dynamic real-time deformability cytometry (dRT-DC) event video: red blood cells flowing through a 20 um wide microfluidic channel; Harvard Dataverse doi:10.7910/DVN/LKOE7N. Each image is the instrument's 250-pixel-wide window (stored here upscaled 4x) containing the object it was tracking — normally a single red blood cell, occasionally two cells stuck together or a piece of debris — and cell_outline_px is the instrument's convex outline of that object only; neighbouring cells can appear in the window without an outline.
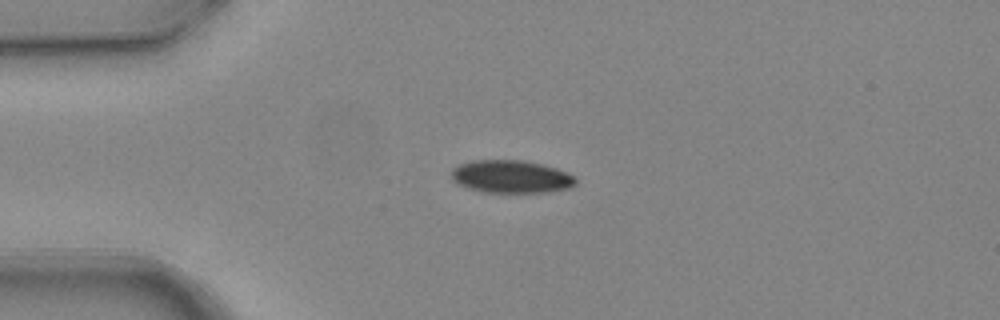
{"species": "common noctule bat (a hibernating species)", "species_latin": "Nyctalus noctula", "temperature_condition": "warm", "stored_images_in_passage": 2, "camera_frame_rate_fps": 3000, "um_per_image_px": 0.085, "animal": {"sex": "female", "body_mass_g": 24.6, "forearm_length_mm": 56.2}, "frame": {"image": 1, "passage_image": 1, "time_ms": 0.0, "image_size_px": [1000, 320], "cell_outline_px": [[576, 184], [568, 188], [548, 192], [484, 192], [468, 188], [456, 184], [452, 180], [452, 168], [460, 164], [472, 160], [524, 160], [544, 164], [568, 172], [576, 176]], "centroid_in_image_um": [43.46, 15.01], "position_along_channel_um": 41.5, "area_um2": 23.99}}